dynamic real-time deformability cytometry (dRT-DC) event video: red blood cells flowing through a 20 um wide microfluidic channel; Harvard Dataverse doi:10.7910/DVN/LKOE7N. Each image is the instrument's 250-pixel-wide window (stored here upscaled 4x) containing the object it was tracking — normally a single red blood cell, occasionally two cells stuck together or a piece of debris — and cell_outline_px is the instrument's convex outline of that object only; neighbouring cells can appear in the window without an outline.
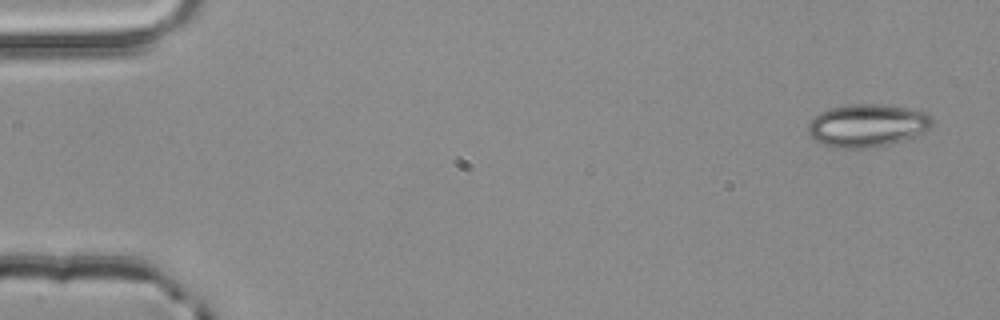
{"species": "common noctule bat (a hibernating species)", "species_latin": "Nyctalus noctula", "temperature_condition": "room temperature", "stored_images_in_passage": 3, "camera_frame_rate_fps": 3000, "um_per_image_px": 0.085, "animal": {"sex": "male", "body_mass_g": 20.4}, "frame": {"image": 1, "passage_image": 1, "time_ms": 0.0, "image_size_px": [1000, 320], "cell_outline_px": [[932, 124], [924, 132], [916, 136], [904, 140], [888, 144], [864, 148], [836, 148], [820, 144], [812, 140], [808, 132], [808, 124], [820, 112], [828, 108], [848, 104], [884, 104], [908, 108], [928, 112], [932, 116]], "centroid_in_image_um": [73.71, 10.66], "position_along_channel_um": 11.3, "area_um2": 31.27}}